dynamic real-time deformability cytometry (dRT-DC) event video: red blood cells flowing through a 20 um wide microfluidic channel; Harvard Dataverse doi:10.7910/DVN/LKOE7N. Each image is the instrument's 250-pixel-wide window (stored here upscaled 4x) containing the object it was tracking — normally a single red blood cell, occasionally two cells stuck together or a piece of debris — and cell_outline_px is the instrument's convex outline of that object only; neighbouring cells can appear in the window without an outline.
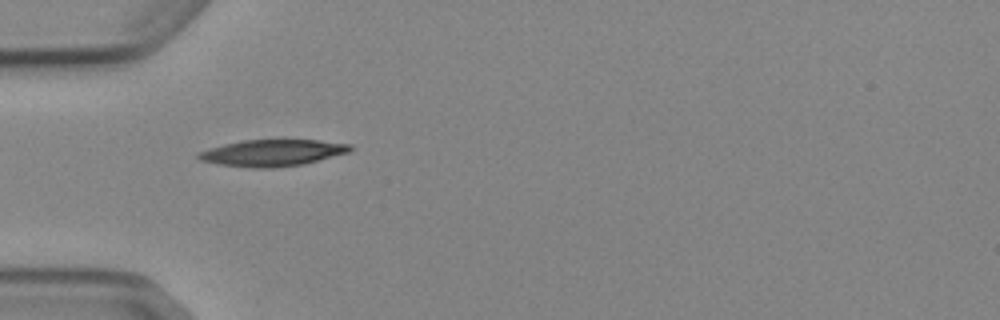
{"species": "Egyptian fruit bat (a non-hibernating species)", "species_latin": "Rousettus aegyptiacus", "temperature_condition": "cold", "stored_images_in_passage": 5, "camera_frame_rate_fps": 3000, "um_per_image_px": 0.085, "animal": {"sex": "female"}, "frame": {"image": 1, "passage_image": 4, "time_ms": 3.667, "image_size_px": [1000, 320], "cell_outline_px": [[352, 148], [348, 152], [300, 164], [272, 168], [252, 168], [220, 164], [200, 160], [196, 156], [196, 152], [208, 148], [224, 144], [244, 140], [284, 136], [352, 144]], "centroid_in_image_um": [23.13, 12.93], "position_along_channel_um": 61.9, "area_um2": 24.28}}
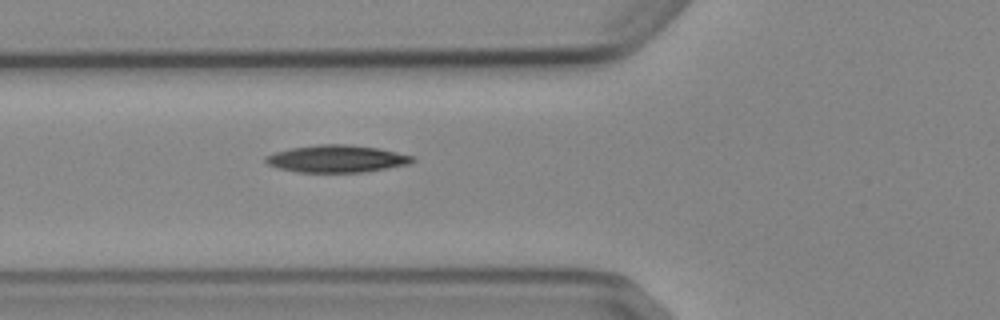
{"frame": {"image": 2, "passage_image": 5, "time_ms": 4.667, "image_size_px": [1000, 320], "cell_outline_px": [[416, 160], [412, 164], [364, 172], [296, 172], [280, 168], [268, 164], [264, 160], [264, 156], [276, 152], [292, 148], [320, 144], [348, 144], [376, 148], [416, 156]], "centroid_in_image_um": [28.67, 13.5], "position_along_channel_um": 97.1, "area_um2": 23.35}}